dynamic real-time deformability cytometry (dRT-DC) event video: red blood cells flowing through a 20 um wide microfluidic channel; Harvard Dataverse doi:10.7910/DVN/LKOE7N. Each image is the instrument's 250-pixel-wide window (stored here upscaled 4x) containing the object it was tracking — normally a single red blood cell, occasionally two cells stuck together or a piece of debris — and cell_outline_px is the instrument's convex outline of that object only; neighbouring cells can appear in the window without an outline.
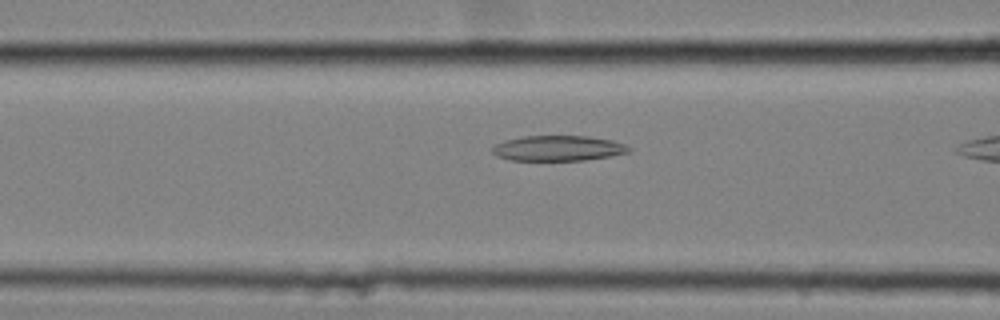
{"species": "common noctule bat (a hibernating species)", "species_latin": "Nyctalus noctula", "temperature_condition": "cold", "stored_images_in_passage": 7, "camera_frame_rate_fps": 3000, "um_per_image_px": 0.085, "animal": {"sex": "female", "body_mass_g": 25.1}, "frame": {"image": 1, "passage_image": 6, "time_ms": 1.667, "image_size_px": [1000, 320], "cell_outline_px": [[632, 148], [628, 152], [608, 156], [584, 160], [508, 160], [496, 156], [492, 152], [492, 148], [496, 144], [504, 140], [524, 136], [588, 136], [612, 140], [624, 144]], "centroid_in_image_um": [47.41, 12.6], "position_along_channel_um": 119.2, "area_um2": 20.06}}